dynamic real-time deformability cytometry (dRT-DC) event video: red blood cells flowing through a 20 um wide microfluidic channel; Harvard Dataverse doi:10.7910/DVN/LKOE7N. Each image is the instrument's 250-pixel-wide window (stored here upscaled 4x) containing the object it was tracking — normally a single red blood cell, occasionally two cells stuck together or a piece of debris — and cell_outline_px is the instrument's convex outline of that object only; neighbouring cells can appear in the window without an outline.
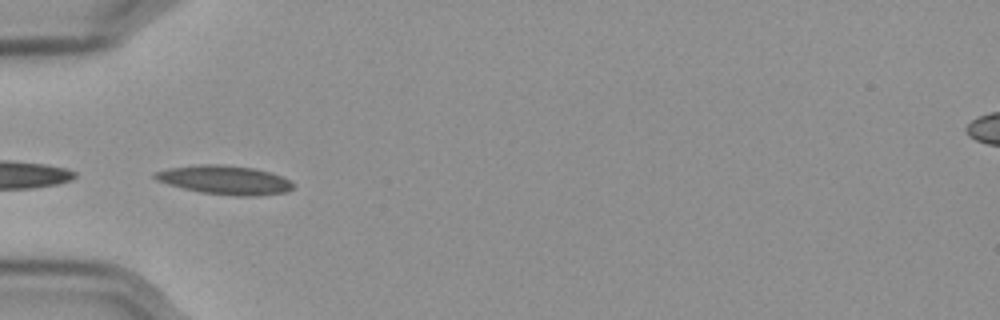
{"species": "Egyptian fruit bat (a non-hibernating species)", "species_latin": "Rousettus aegyptiacus", "temperature_condition": "cold", "stored_images_in_passage": 27, "camera_frame_rate_fps": 3000, "um_per_image_px": 0.085, "frame": {"image": 1, "passage_image": 1, "time_ms": 0.0, "image_size_px": [1000, 320], "cell_outline_px": [[292, 188], [288, 192], [256, 196], [236, 196], [200, 192], [168, 184], [156, 180], [152, 176], [156, 172], [168, 168], [200, 164], [220, 164], [256, 168], [280, 176], [288, 180], [292, 184]], "centroid_in_image_um": [19.09, 15.29], "position_along_channel_um": 65.9, "area_um2": 23.12}}
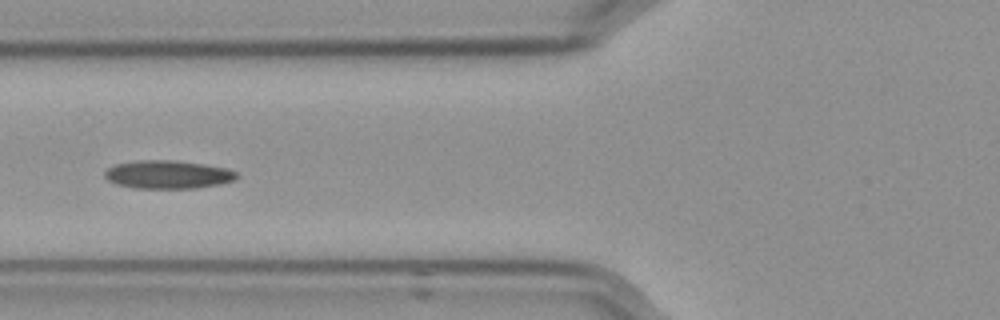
{"frame": {"image": 2, "passage_image": 5, "time_ms": 1.333, "image_size_px": [1000, 320], "cell_outline_px": [[240, 176], [236, 180], [220, 184], [196, 188], [132, 188], [116, 184], [108, 180], [104, 176], [104, 172], [108, 168], [116, 164], [136, 160], [172, 160], [204, 164], [228, 168], [236, 172]], "centroid_in_image_um": [14.29, 14.83], "position_along_channel_um": 111.5, "area_um2": 21.91}}
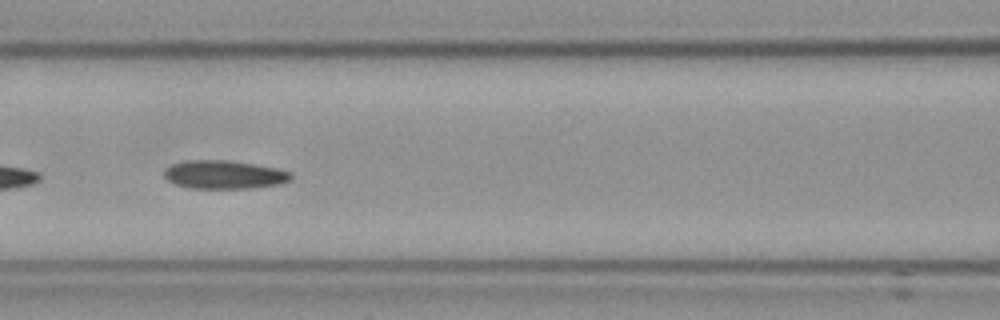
{"frame": {"image": 3, "passage_image": 8, "time_ms": 2.333, "image_size_px": [1000, 320], "cell_outline_px": [[292, 180], [280, 184], [256, 188], [188, 188], [172, 184], [164, 176], [164, 168], [172, 164], [184, 160], [228, 160], [256, 164], [276, 168], [292, 172]], "centroid_in_image_um": [19.05, 14.84], "position_along_channel_um": 147.5, "area_um2": 21.39}, "authors_computed_cell_mechanics": {"area_um2": 21.3282, "velocity_mm_per_s": 3.5565, "shape_relaxation_time_tau1_ms": null, "shape_relaxation_time_tau2_ms": 5.8419, "deformation_change_tau1": null, "deformation_change_tau2": 0.1265}}